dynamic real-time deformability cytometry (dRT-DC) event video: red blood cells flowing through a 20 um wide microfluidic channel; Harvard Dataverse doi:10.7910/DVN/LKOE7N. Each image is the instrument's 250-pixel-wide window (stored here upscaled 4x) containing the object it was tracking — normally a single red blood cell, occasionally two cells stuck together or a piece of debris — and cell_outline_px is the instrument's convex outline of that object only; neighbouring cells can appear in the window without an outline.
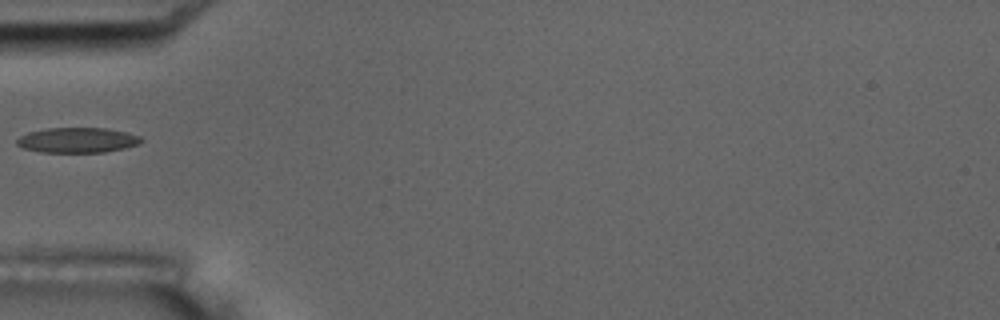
{"species": "common noctule bat (a hibernating species)", "species_latin": "Nyctalus noctula", "temperature_condition": "room temperature", "stored_images_in_passage": 17, "camera_frame_rate_fps": 3000, "um_per_image_px": 0.085, "animal": {"sex": "male", "body_mass_g": 17.5, "forearm_length_mm": 52.3}, "frame": {"image": 1, "passage_image": 6, "time_ms": 5.667, "image_size_px": [1000, 320], "cell_outline_px": [[144, 140], [136, 144], [124, 148], [104, 152], [40, 152], [24, 148], [16, 144], [16, 140], [20, 136], [28, 132], [48, 128], [104, 128], [124, 132], [140, 136]], "centroid_in_image_um": [6.55, 11.91], "position_along_channel_um": 78.5, "area_um2": 18.03}, "authors_computed_cell_mechanics": {"area_um2": 17.8024, "velocity_mm_per_s": 3.523, "shape_relaxation_time_tau1_ms": 8.9892, "shape_relaxation_time_tau2_ms": null, "deformation_change_tau1": 0.1929, "deformation_change_tau2": null}}